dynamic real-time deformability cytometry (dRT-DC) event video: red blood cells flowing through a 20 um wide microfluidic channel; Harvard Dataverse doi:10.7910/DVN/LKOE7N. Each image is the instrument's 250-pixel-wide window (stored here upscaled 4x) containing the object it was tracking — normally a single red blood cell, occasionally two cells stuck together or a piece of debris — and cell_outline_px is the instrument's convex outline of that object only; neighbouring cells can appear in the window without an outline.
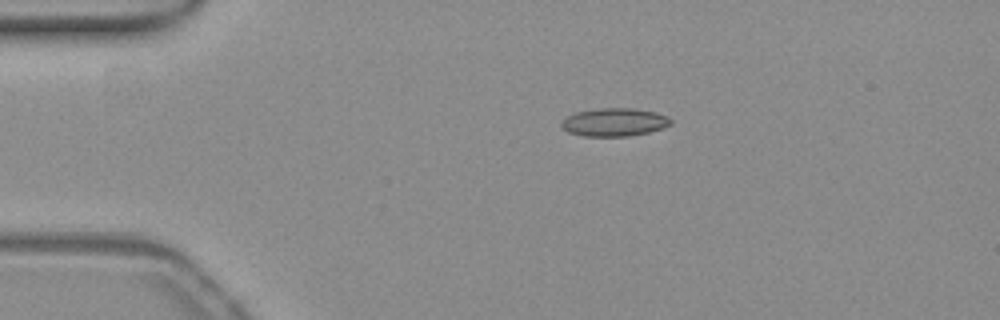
{"species": "common noctule bat (a hibernating species)", "species_latin": "Nyctalus noctula", "temperature_condition": "warm", "stored_images_in_passage": 35, "camera_frame_rate_fps": 3000, "um_per_image_px": 0.085, "animal": {"sex": "female", "body_mass_g": 19.3, "forearm_length_mm": 54.1}, "frame": {"image": 1, "passage_image": 1, "time_ms": 0.0, "image_size_px": [1000, 320], "cell_outline_px": [[672, 124], [648, 132], [628, 136], [584, 136], [568, 132], [560, 124], [568, 116], [576, 112], [604, 108], [632, 108], [656, 112], [668, 116], [672, 120]], "centroid_in_image_um": [52.25, 10.38], "position_along_channel_um": 32.8, "area_um2": 17.69}}
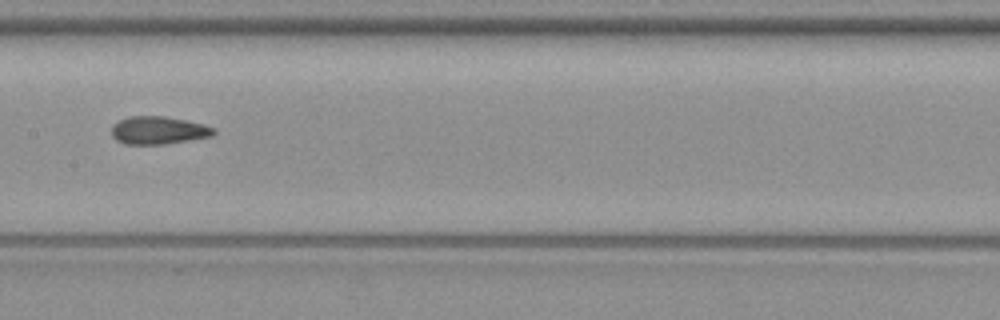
{"frame": {"image": 2, "passage_image": 17, "time_ms": 5.333, "image_size_px": [1000, 320], "cell_outline_px": [[216, 132], [212, 136], [164, 144], [124, 144], [116, 140], [112, 136], [112, 124], [128, 116], [164, 116], [204, 124], [216, 128]], "centroid_in_image_um": [13.46, 11.07], "position_along_channel_um": 193.9, "area_um2": 16.59}}
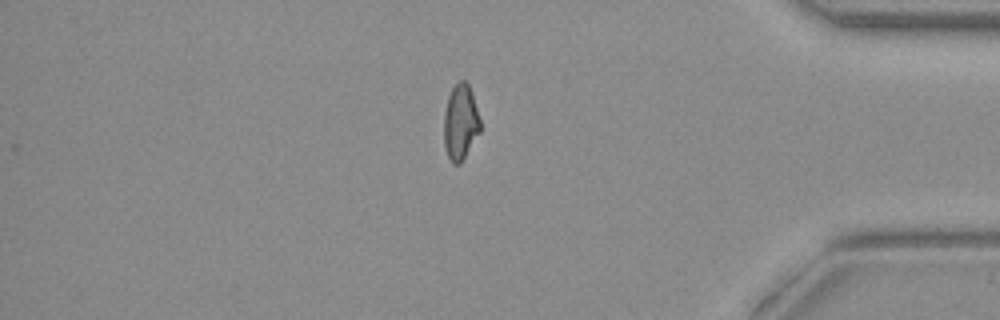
{"frame": {"image": 3, "passage_image": 35, "time_ms": 11.333, "image_size_px": [1000, 320], "cell_outline_px": [[480, 132], [460, 164], [452, 164], [448, 156], [444, 144], [444, 112], [448, 96], [452, 88], [460, 80], [464, 80], [468, 84], [472, 92], [480, 120]], "centroid_in_image_um": [39.14, 10.39], "position_along_channel_um": 396.1, "area_um2": 15.95}, "authors_computed_cell_mechanics": {"area_um2": 16.7042, "velocity_mm_per_s": 3.8946, "shape_relaxation_time_tau1_ms": null, "shape_relaxation_time_tau2_ms": 1.8238, "deformation_change_tau1": null, "deformation_change_tau2": 0.0951}}